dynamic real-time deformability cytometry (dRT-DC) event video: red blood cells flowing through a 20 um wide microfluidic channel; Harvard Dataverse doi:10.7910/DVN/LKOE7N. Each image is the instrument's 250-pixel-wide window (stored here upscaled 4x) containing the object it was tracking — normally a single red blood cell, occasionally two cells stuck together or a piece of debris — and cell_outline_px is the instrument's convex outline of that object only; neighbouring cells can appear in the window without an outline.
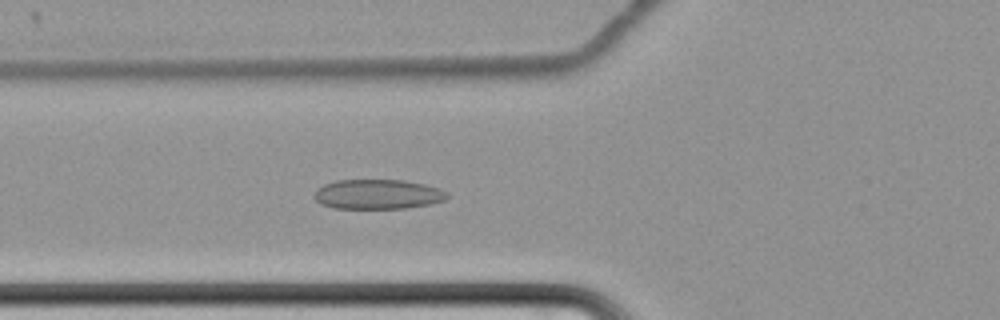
{"species": "common noctule bat (a hibernating species)", "species_latin": "Nyctalus noctula", "temperature_condition": "cold", "stored_images_in_passage": 56, "camera_frame_rate_fps": 3000, "um_per_image_px": 0.085, "animal": {"sex": "female", "body_mass_g": 22.7, "forearm_length_mm": 54.2}, "frame": {"image": 1, "passage_image": 19, "time_ms": 6.0, "image_size_px": [1000, 320], "cell_outline_px": [[448, 196], [444, 200], [428, 204], [404, 208], [332, 208], [320, 204], [312, 196], [324, 184], [336, 180], [404, 180], [424, 184], [448, 192]], "centroid_in_image_um": [32.08, 16.51], "position_along_channel_um": 93.7, "area_um2": 22.83}}
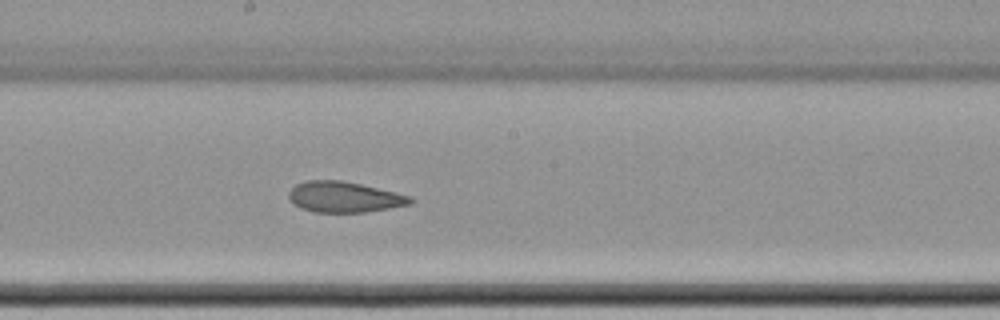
{"frame": {"image": 2, "passage_image": 30, "time_ms": 9.667, "image_size_px": [1000, 320], "cell_outline_px": [[416, 200], [412, 204], [364, 212], [316, 212], [300, 208], [288, 196], [288, 192], [296, 184], [308, 180], [340, 180], [360, 184], [396, 192], [412, 196]], "centroid_in_image_um": [29.3, 16.74], "position_along_channel_um": 218.9, "area_um2": 21.68}}
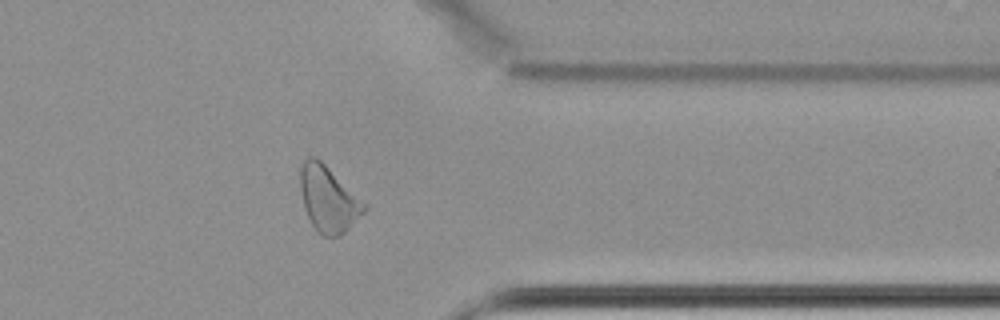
{"frame": {"image": 3, "passage_image": 45, "time_ms": 14.667, "image_size_px": [1000, 320], "cell_outline_px": [[368, 208], [340, 236], [324, 236], [316, 232], [304, 208], [300, 188], [300, 168], [304, 160], [308, 156], [316, 156], [368, 204]], "centroid_in_image_um": [27.91, 16.9], "position_along_channel_um": 383.5, "area_um2": 24.57}, "authors_computed_cell_mechanics": {"area_um2": 24.4205, "velocity_mm_per_s": 3.4205, "shape_relaxation_time_tau1_ms": null, "shape_relaxation_time_tau2_ms": 3.7465, "deformation_change_tau1": null, "deformation_change_tau2": 0.1045}}